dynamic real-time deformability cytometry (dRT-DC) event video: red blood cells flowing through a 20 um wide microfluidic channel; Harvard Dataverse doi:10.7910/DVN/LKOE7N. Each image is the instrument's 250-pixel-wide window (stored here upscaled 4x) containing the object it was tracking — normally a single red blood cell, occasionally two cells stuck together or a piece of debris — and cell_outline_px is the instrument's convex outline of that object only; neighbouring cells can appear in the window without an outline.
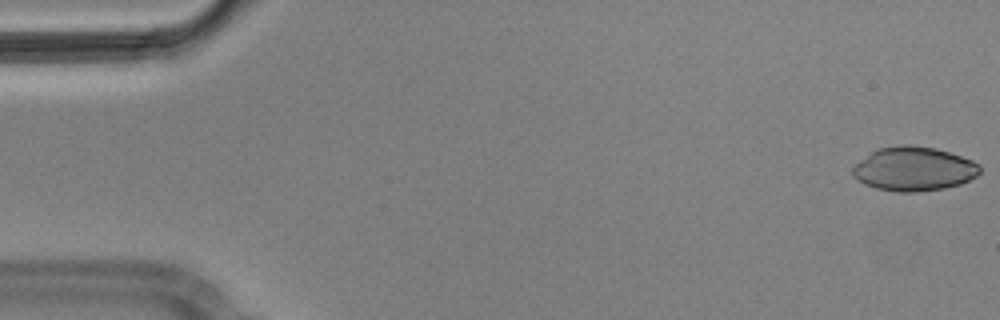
{"species": "Egyptian fruit bat (a non-hibernating species)", "species_latin": "Rousettus aegyptiacus", "temperature_condition": "cold", "stored_images_in_passage": 3, "camera_frame_rate_fps": 3000, "um_per_image_px": 0.085, "animal": {"sex": "male"}, "frame": {"image": 1, "passage_image": 1, "time_ms": 0.0, "image_size_px": [1000, 320], "cell_outline_px": [[980, 172], [976, 176], [960, 184], [944, 188], [916, 192], [896, 192], [876, 188], [864, 184], [852, 176], [852, 168], [860, 160], [872, 152], [880, 148], [900, 144], [908, 144], [936, 148], [972, 160], [980, 164]], "centroid_in_image_um": [77.67, 14.36], "position_along_channel_um": 7.3, "area_um2": 32.66}}